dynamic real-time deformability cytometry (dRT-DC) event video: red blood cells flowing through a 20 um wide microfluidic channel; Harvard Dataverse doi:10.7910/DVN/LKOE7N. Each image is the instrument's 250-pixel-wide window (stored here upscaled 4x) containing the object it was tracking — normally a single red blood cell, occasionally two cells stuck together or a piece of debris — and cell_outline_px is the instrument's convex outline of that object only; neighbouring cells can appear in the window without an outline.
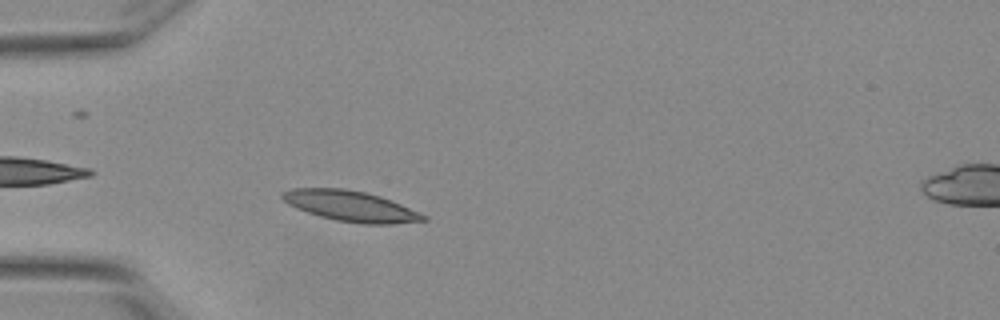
{"species": "Egyptian fruit bat (a non-hibernating species)", "species_latin": "Rousettus aegyptiacus", "temperature_condition": "warm", "stored_images_in_passage": 5, "segment_of_instrument_passage": [1, 2], "camera_frame_rate_fps": 3000, "um_per_image_px": 0.085, "animal": {"sex": "female"}, "frame": {"image": 1, "passage_image": 4, "time_ms": 1.0, "image_size_px": [1000, 320], "cell_outline_px": [[428, 220], [392, 224], [364, 224], [336, 220], [320, 216], [296, 208], [288, 204], [280, 196], [280, 192], [292, 188], [344, 188], [364, 192], [380, 196], [420, 212], [428, 216]], "centroid_in_image_um": [29.8, 17.51], "position_along_channel_um": 55.2, "area_um2": 25.09}}